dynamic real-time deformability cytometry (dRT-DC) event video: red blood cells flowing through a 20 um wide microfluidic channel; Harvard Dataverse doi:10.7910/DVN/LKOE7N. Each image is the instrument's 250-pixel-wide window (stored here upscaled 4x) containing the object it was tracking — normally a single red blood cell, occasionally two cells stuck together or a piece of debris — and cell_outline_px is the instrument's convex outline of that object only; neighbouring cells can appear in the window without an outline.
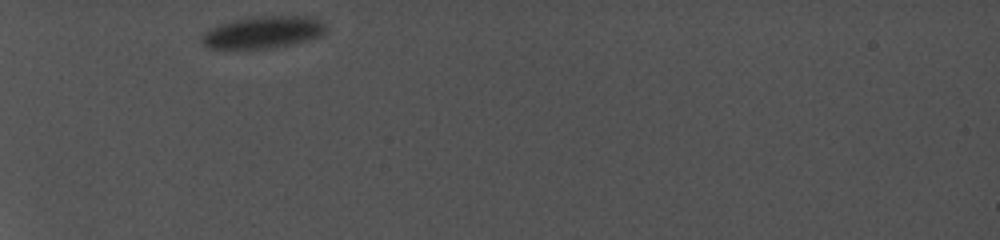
{"species": "common noctule bat (a hibernating species)", "species_latin": "Nyctalus noctula", "temperature_condition": "cold", "stored_images_in_passage": 37, "camera_frame_rate_fps": 5000, "um_per_image_px": 0.085, "animal": {"sex": "female", "body_mass_g": 19.0, "forearm_length_mm": 56.7}, "frame": {"image": 1, "passage_image": 1, "time_ms": 0.0, "image_size_px": [1000, 240], "cell_outline_px": [[328, 28], [320, 36], [308, 40], [276, 48], [208, 48], [204, 44], [200, 36], [204, 32], [220, 24], [252, 16], [308, 16], [320, 20]], "centroid_in_image_um": [22.39, 2.74], "position_along_channel_um": 62.6, "area_um2": 23.12}}
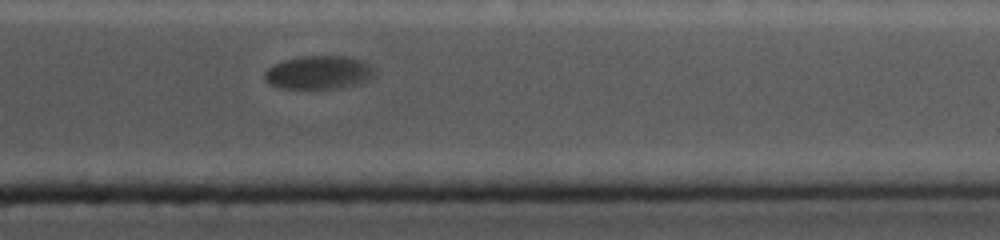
{"frame": {"image": 2, "passage_image": 32, "time_ms": 9.6, "image_size_px": [1000, 240], "cell_outline_px": [[376, 72], [368, 80], [360, 84], [336, 88], [280, 88], [268, 84], [264, 80], [264, 72], [272, 64], [284, 60], [300, 56], [348, 56], [364, 60]], "centroid_in_image_um": [27.07, 6.15], "position_along_channel_um": 384.3, "area_um2": 21.62}}
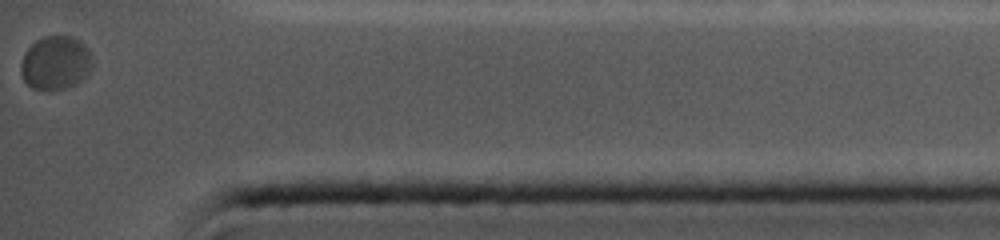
{"frame": {"image": 3, "passage_image": 37, "time_ms": 11.0, "image_size_px": [1000, 240], "cell_outline_px": [[92, 68], [76, 84], [64, 88], [32, 88], [24, 80], [20, 72], [20, 64], [24, 52], [36, 40], [44, 36], [72, 36], [80, 40], [84, 44], [92, 56]], "centroid_in_image_um": [4.72, 5.3], "position_along_channel_um": 430.5, "area_um2": 22.2}, "authors_computed_cell_mechanics": {"area_um2": 23.2356, "velocity_mm_per_s": 3.6951, "shape_relaxation_time_tau1_ms": 3.0143, "shape_relaxation_time_tau2_ms": null, "deformation_change_tau1": 0.0618, "deformation_change_tau2": null}}